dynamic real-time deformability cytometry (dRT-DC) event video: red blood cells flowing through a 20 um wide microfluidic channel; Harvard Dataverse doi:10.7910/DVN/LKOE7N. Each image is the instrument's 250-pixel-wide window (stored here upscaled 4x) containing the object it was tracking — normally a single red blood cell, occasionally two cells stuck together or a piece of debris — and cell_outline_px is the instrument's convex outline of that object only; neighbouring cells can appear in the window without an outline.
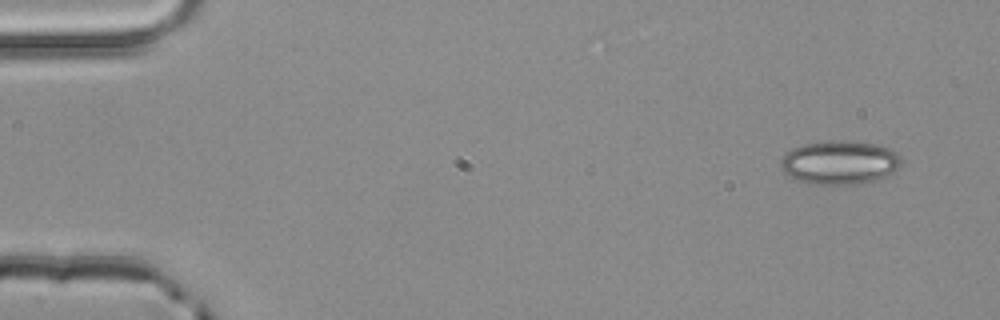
{"species": "common noctule bat (a hibernating species)", "species_latin": "Nyctalus noctula", "temperature_condition": "room temperature", "stored_images_in_passage": 3, "camera_frame_rate_fps": 3000, "um_per_image_px": 0.085, "animal": {"sex": "male", "body_mass_g": 20.4}, "frame": {"image": 1, "passage_image": 1, "time_ms": 0.0, "image_size_px": [1000, 320], "cell_outline_px": [[900, 168], [880, 180], [864, 184], [812, 184], [788, 176], [780, 168], [780, 164], [784, 156], [792, 148], [804, 144], [832, 140], [844, 140], [876, 144], [888, 148], [896, 152], [900, 156]], "centroid_in_image_um": [71.41, 13.82], "position_along_channel_um": 13.6, "area_um2": 30.92}}